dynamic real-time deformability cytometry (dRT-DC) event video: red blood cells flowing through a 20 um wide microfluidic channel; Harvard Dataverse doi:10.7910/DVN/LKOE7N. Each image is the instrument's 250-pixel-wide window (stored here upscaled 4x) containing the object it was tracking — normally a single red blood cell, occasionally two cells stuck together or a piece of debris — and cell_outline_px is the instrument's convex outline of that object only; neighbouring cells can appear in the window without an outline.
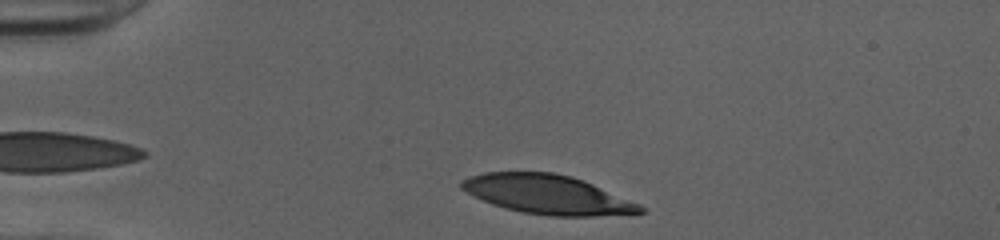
{"species": "human", "species_latin": "Homo sapiens", "temperature_condition": "cold", "stored_images_in_passage": 33, "camera_frame_rate_fps": 3000, "um_per_image_px": 0.085, "donor": {"sex": "female"}, "frame": {"image": 1, "passage_image": 2, "time_ms": 0.333, "image_size_px": [1000, 240], "cell_outline_px": [[644, 212], [596, 216], [552, 216], [520, 212], [504, 208], [492, 204], [460, 188], [460, 180], [484, 172], [552, 172], [572, 176], [584, 180], [640, 204], [644, 208]], "centroid_in_image_um": [46.53, 16.53], "position_along_channel_um": 38.5, "area_um2": 40.58}}
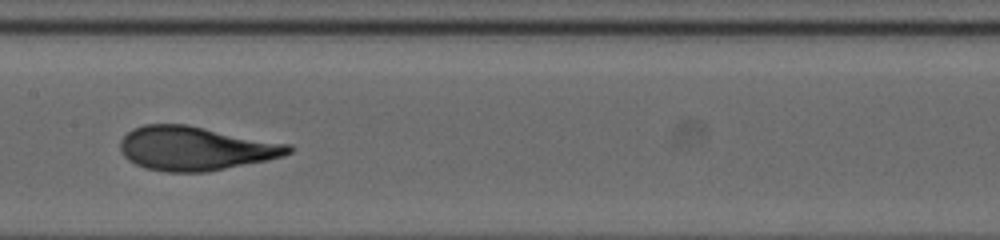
{"frame": {"image": 2, "passage_image": 17, "time_ms": 5.333, "image_size_px": [1000, 240], "cell_outline_px": [[296, 148], [292, 152], [284, 156], [268, 160], [204, 172], [168, 172], [144, 168], [128, 160], [120, 152], [120, 140], [132, 128], [144, 124], [188, 124], [292, 144]], "centroid_in_image_um": [16.64, 12.6], "position_along_channel_um": 190.8, "area_um2": 43.58}}
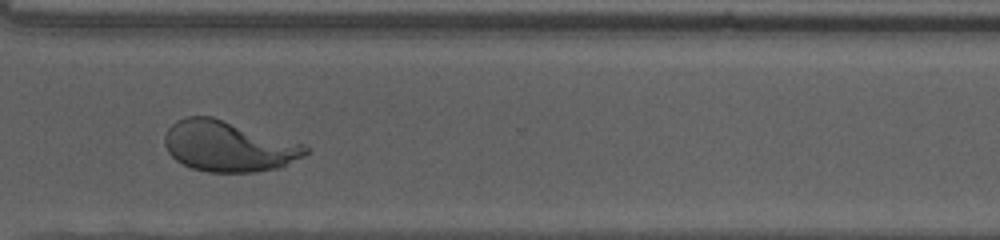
{"frame": {"image": 3, "passage_image": 29, "time_ms": 9.333, "image_size_px": [1000, 240], "cell_outline_px": [[312, 148], [304, 156], [280, 168], [256, 172], [208, 172], [192, 168], [176, 160], [168, 152], [164, 144], [164, 136], [168, 128], [176, 120], [188, 116], [212, 116], [304, 144]], "centroid_in_image_um": [19.43, 12.43], "position_along_channel_um": 351.2, "area_um2": 41.73}, "authors_computed_cell_mechanics": {"area_um2": 42.1362, "velocity_mm_per_s": 4.0128, "shape_relaxation_time_tau1_ms": 4.4707, "shape_relaxation_time_tau2_ms": null, "deformation_change_tau1": 0.2408, "deformation_change_tau2": null}}